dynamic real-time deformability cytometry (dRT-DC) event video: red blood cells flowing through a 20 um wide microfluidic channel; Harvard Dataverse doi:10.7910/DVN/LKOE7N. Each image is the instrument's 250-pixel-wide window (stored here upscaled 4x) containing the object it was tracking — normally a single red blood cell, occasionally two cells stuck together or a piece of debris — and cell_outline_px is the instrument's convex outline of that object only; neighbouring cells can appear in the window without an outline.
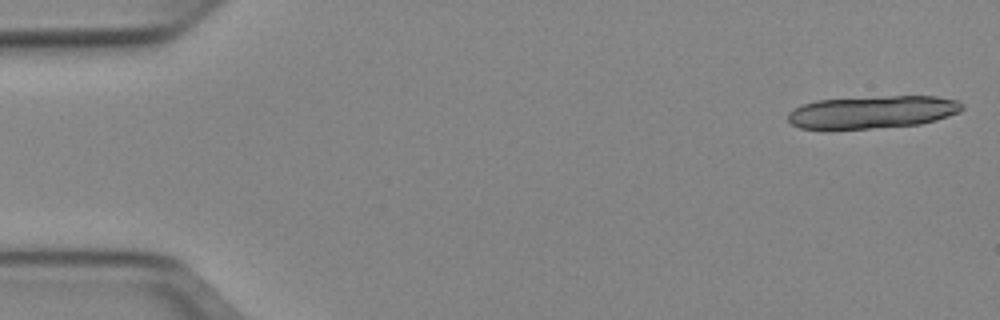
{"species": "Egyptian fruit bat (a non-hibernating species)", "species_latin": "Rousettus aegyptiacus", "temperature_condition": "cold", "stored_images_in_passage": 16, "camera_frame_rate_fps": 3000, "um_per_image_px": 0.085, "animal": {"sex": "female"}, "frame": {"image": 1, "passage_image": 1, "time_ms": 0.0, "image_size_px": [1000, 320], "cell_outline_px": [[964, 108], [960, 112], [936, 120], [920, 124], [868, 128], [800, 128], [792, 124], [788, 120], [788, 112], [792, 108], [800, 104], [816, 100], [876, 96], [936, 96], [960, 100], [964, 104]], "centroid_in_image_um": [74.19, 9.5], "position_along_channel_um": 10.8, "area_um2": 33.29}}